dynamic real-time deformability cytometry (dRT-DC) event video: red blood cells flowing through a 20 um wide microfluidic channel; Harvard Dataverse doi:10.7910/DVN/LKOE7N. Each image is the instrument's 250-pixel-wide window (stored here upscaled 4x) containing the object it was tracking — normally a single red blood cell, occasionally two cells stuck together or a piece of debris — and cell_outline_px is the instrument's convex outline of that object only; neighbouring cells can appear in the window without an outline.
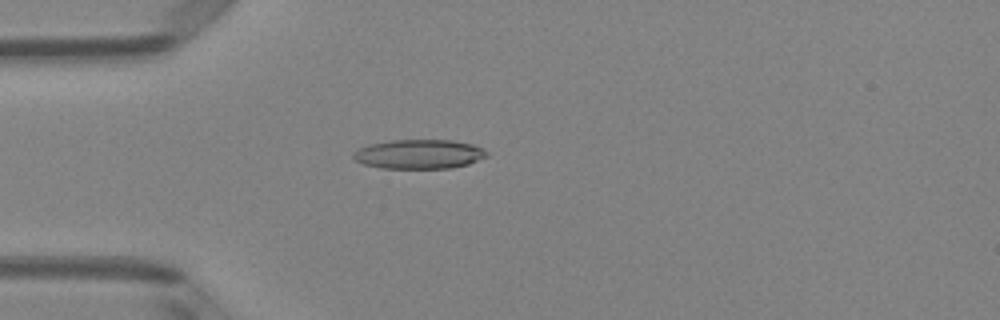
{"species": "Egyptian fruit bat (a non-hibernating species)", "species_latin": "Rousettus aegyptiacus", "temperature_condition": "room temperature", "stored_images_in_passage": 49, "camera_frame_rate_fps": 3000, "um_per_image_px": 0.085, "animal": {"sex": "female"}, "frame": {"image": 1, "passage_image": 13, "time_ms": 4.0, "image_size_px": [1000, 320], "cell_outline_px": [[488, 156], [468, 164], [452, 168], [380, 168], [364, 164], [356, 160], [352, 156], [352, 152], [368, 144], [392, 140], [452, 140], [472, 144], [488, 152]], "centroid_in_image_um": [35.61, 13.1], "position_along_channel_um": 49.4, "area_um2": 22.77}}
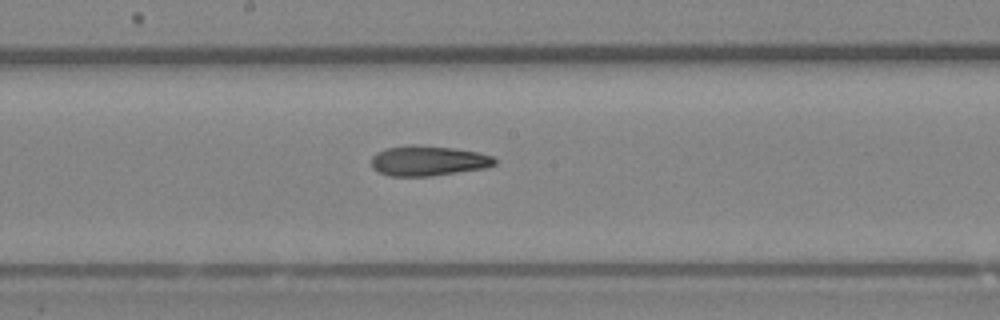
{"frame": {"image": 2, "passage_image": 26, "time_ms": 8.333, "image_size_px": [1000, 320], "cell_outline_px": [[496, 164], [484, 168], [432, 176], [388, 176], [372, 168], [372, 156], [376, 152], [384, 148], [412, 144], [416, 144], [452, 148], [476, 152], [492, 156], [496, 160]], "centroid_in_image_um": [36.35, 13.66], "position_along_channel_um": 211.8, "area_um2": 21.68}}
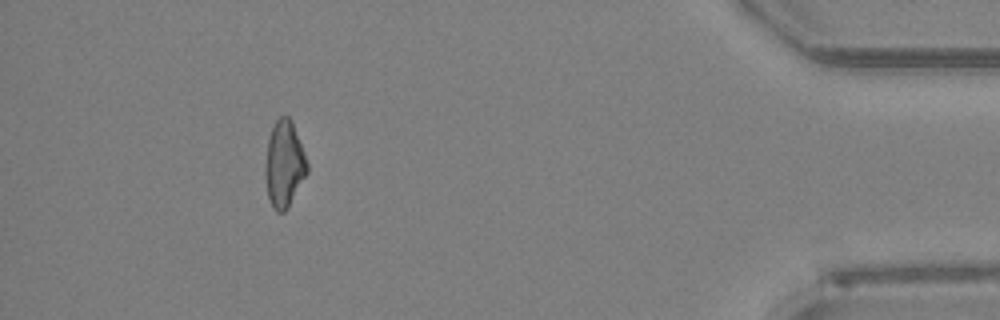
{"frame": {"image": 3, "passage_image": 45, "time_ms": 14.667, "image_size_px": [1000, 320], "cell_outline_px": [[308, 172], [288, 208], [284, 212], [276, 212], [272, 208], [268, 196], [264, 172], [268, 140], [272, 128], [276, 120], [280, 116], [288, 116], [292, 120], [308, 164]], "centroid_in_image_um": [24.15, 13.97], "position_along_channel_um": 411.0, "area_um2": 21.1}, "authors_computed_cell_mechanics": {"area_um2": 22.0218, "velocity_mm_per_s": 4.0433, "shape_relaxation_time_tau1_ms": null, "shape_relaxation_time_tau2_ms": 5.7781, "deformation_change_tau1": null, "deformation_change_tau2": 0.1714}}